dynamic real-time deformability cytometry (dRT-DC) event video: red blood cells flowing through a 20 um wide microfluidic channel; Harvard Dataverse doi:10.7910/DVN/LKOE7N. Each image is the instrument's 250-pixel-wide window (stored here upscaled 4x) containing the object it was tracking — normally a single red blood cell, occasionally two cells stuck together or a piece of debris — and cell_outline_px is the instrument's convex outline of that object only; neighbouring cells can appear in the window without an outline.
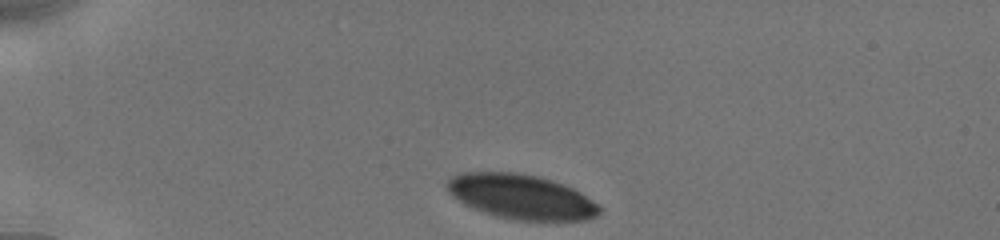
{"species": "human", "species_latin": "Homo sapiens", "temperature_condition": "cold", "stored_images_in_passage": 14, "camera_frame_rate_fps": 3000, "um_per_image_px": 0.085, "donor": {"sex": "male"}, "frame": {"image": 1, "passage_image": 1, "time_ms": 0.0, "image_size_px": [1000, 240], "cell_outline_px": [[600, 212], [596, 216], [588, 220], [512, 220], [496, 216], [484, 212], [464, 204], [448, 192], [444, 184], [456, 172], [512, 172], [536, 176], [552, 180], [564, 184], [580, 192], [600, 204]], "centroid_in_image_um": [44.29, 16.72], "position_along_channel_um": 40.7, "area_um2": 39.82}}